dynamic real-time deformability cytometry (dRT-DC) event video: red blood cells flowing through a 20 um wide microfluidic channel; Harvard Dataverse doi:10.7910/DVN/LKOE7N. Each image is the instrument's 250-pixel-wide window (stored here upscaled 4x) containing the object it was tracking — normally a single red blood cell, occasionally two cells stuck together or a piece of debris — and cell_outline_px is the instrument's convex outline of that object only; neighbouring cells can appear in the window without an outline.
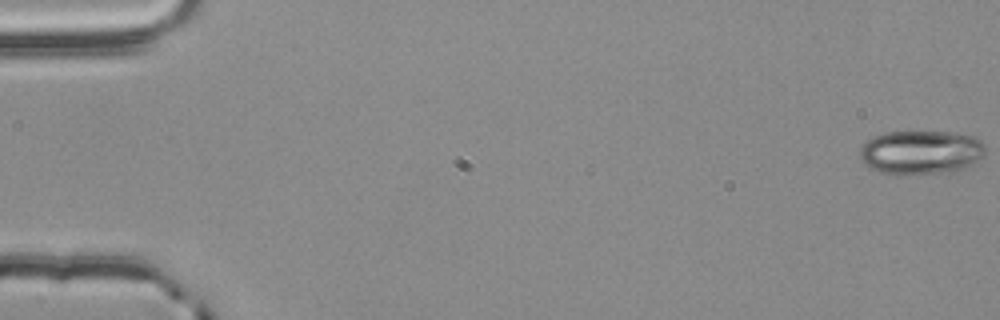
{"species": "common noctule bat (a hibernating species)", "species_latin": "Nyctalus noctula", "temperature_condition": "room temperature", "stored_images_in_passage": 55, "camera_frame_rate_fps": 3000, "um_per_image_px": 0.085, "animal": {"sex": "male", "body_mass_g": 20.4}, "frame": {"image": 1, "passage_image": 1, "time_ms": 0.0, "image_size_px": [1000, 320], "cell_outline_px": [[984, 156], [980, 160], [964, 168], [948, 172], [880, 172], [864, 164], [860, 156], [860, 148], [872, 136], [888, 132], [948, 132], [976, 136], [984, 144]], "centroid_in_image_um": [78.32, 12.91], "position_along_channel_um": 6.7, "area_um2": 31.5}}
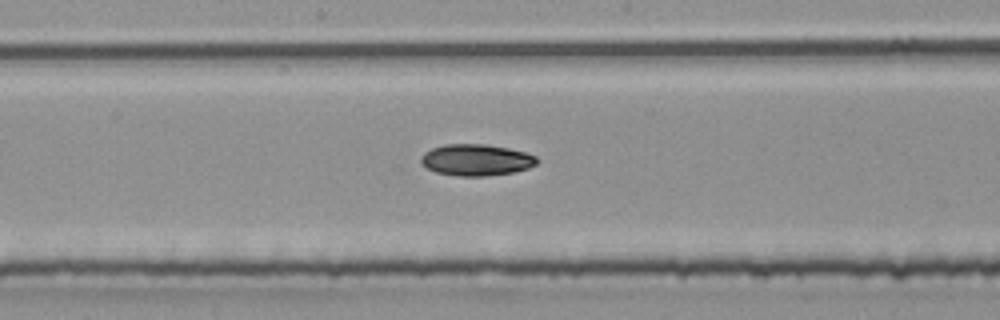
{"frame": {"image": 2, "passage_image": 30, "time_ms": 9.667, "image_size_px": [1000, 320], "cell_outline_px": [[536, 164], [528, 168], [512, 172], [484, 176], [460, 176], [436, 172], [420, 164], [420, 156], [424, 152], [432, 148], [444, 144], [488, 144], [508, 148], [524, 152], [536, 156]], "centroid_in_image_um": [40.43, 13.58], "position_along_channel_um": 207.8, "area_um2": 21.21}}
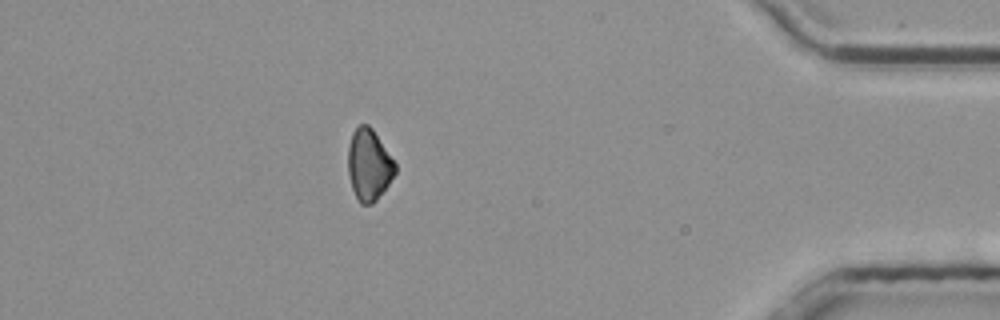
{"frame": {"image": 3, "passage_image": 49, "time_ms": 16.0, "image_size_px": [1000, 320], "cell_outline_px": [[396, 172], [388, 184], [376, 200], [372, 204], [360, 204], [352, 188], [348, 176], [348, 148], [352, 132], [360, 124], [368, 124], [372, 128], [396, 164]], "centroid_in_image_um": [31.34, 14.01], "position_along_channel_um": 403.9, "area_um2": 19.48}, "authors_computed_cell_mechanics": {"area_um2": 21.0392, "velocity_mm_per_s": 3.8437, "shape_relaxation_time_tau1_ms": 5.0505, "shape_relaxation_time_tau2_ms": null, "deformation_change_tau1": 0.1205, "deformation_change_tau2": null}}